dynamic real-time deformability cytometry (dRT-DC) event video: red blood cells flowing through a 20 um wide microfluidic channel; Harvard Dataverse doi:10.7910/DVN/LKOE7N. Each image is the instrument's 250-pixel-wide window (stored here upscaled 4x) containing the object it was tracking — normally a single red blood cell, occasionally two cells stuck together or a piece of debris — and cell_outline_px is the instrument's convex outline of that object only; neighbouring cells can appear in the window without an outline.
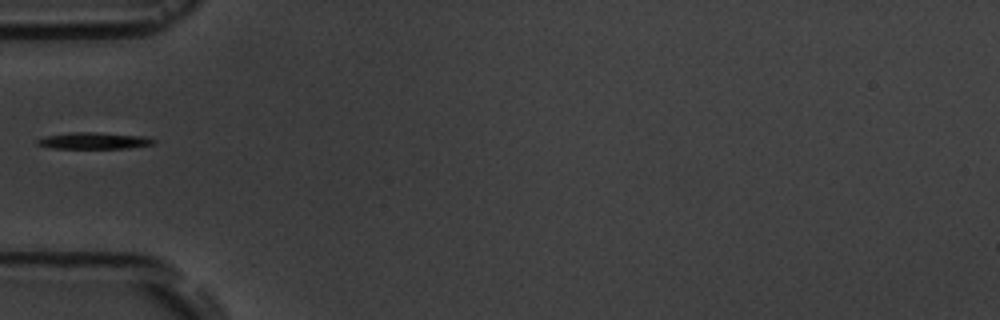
{"species": "common noctule bat (a hibernating species)", "species_latin": "Nyctalus noctula", "temperature_condition": "room temperature", "stored_images_in_passage": 4, "camera_frame_rate_fps": 3000, "um_per_image_px": 0.085, "animal": {"sex": "male", "body_mass_g": 19.5, "forearm_length_mm": 54.6}, "frame": {"image": 1, "passage_image": 3, "time_ms": 2.333, "image_size_px": [1000, 320], "cell_outline_px": [[156, 144], [128, 148], [52, 148], [36, 144], [36, 140], [44, 136], [68, 132], [96, 132], [144, 136], [156, 140]], "centroid_in_image_um": [7.98, 11.95], "position_along_channel_um": 77.0, "area_um2": 11.33}}
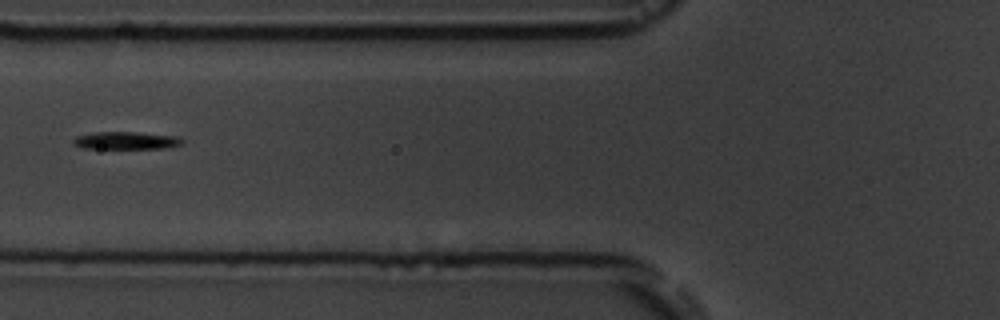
{"frame": {"image": 2, "passage_image": 4, "time_ms": 3.333, "image_size_px": [1000, 320], "cell_outline_px": [[184, 140], [180, 144], [164, 148], [80, 148], [72, 144], [72, 140], [76, 136], [96, 132], [136, 132], [180, 136]], "centroid_in_image_um": [10.69, 11.94], "position_along_channel_um": 115.1, "area_um2": 11.16}}